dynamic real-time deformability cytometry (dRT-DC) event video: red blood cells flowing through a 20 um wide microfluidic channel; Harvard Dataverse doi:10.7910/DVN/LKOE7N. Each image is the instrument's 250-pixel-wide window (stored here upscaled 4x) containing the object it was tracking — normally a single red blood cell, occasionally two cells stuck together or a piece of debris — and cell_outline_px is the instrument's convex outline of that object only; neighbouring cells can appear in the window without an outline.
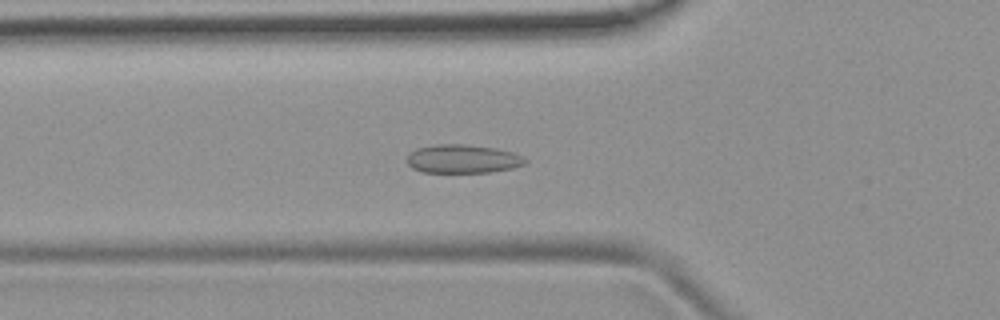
{"species": "common noctule bat (a hibernating species)", "species_latin": "Nyctalus noctula", "temperature_condition": "room temperature", "stored_images_in_passage": 43, "camera_frame_rate_fps": 3000, "um_per_image_px": 0.085, "animal": {"sex": "female", "body_mass_g": 19.9}, "frame": {"image": 1, "passage_image": 9, "time_ms": 2.667, "image_size_px": [1000, 320], "cell_outline_px": [[528, 160], [524, 164], [512, 168], [488, 172], [420, 172], [412, 168], [408, 164], [408, 152], [416, 148], [432, 144], [464, 144], [496, 148], [512, 152], [524, 156]], "centroid_in_image_um": [39.31, 13.49], "position_along_channel_um": 86.5, "area_um2": 19.83}}
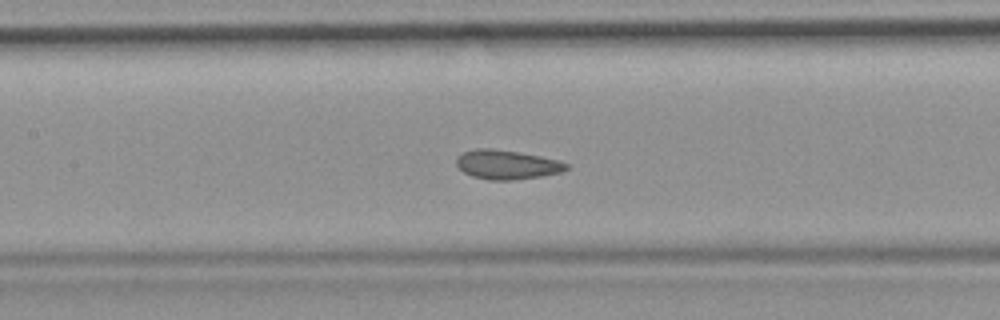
{"frame": {"image": 2, "passage_image": 15, "time_ms": 4.667, "image_size_px": [1000, 320], "cell_outline_px": [[568, 168], [560, 172], [544, 176], [512, 180], [488, 180], [472, 176], [464, 172], [456, 164], [456, 160], [464, 152], [476, 148], [488, 148], [516, 152], [540, 156], [560, 160], [568, 164]], "centroid_in_image_um": [43.1, 14.0], "position_along_channel_um": 164.3, "area_um2": 18.55}}
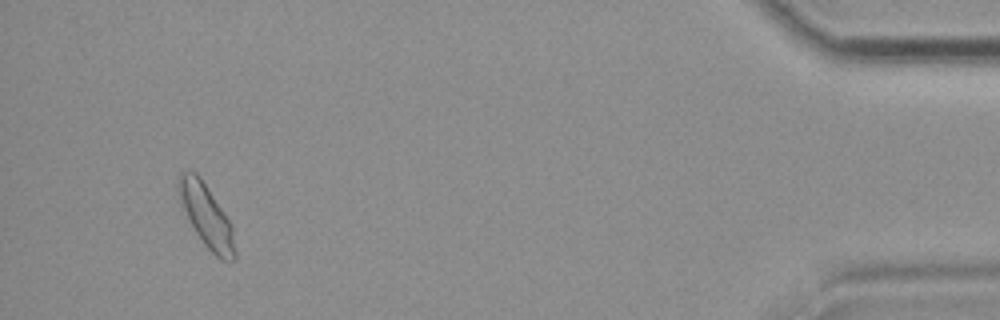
{"frame": {"image": 3, "passage_image": 40, "time_ms": 13.0, "image_size_px": [1000, 320], "cell_outline_px": [[236, 260], [220, 260], [204, 244], [196, 232], [180, 204], [176, 188], [176, 180], [180, 172], [196, 172], [200, 176], [228, 220], [232, 228], [236, 252]], "centroid_in_image_um": [17.5, 18.33], "position_along_channel_um": 417.7, "area_um2": 20.35}, "authors_computed_cell_mechanics": {"area_um2": 18.9584, "velocity_mm_per_s": 3.8757, "shape_relaxation_time_tau1_ms": null, "shape_relaxation_time_tau2_ms": 1.0059, "deformation_change_tau1": null, "deformation_change_tau2": 0.0543}}